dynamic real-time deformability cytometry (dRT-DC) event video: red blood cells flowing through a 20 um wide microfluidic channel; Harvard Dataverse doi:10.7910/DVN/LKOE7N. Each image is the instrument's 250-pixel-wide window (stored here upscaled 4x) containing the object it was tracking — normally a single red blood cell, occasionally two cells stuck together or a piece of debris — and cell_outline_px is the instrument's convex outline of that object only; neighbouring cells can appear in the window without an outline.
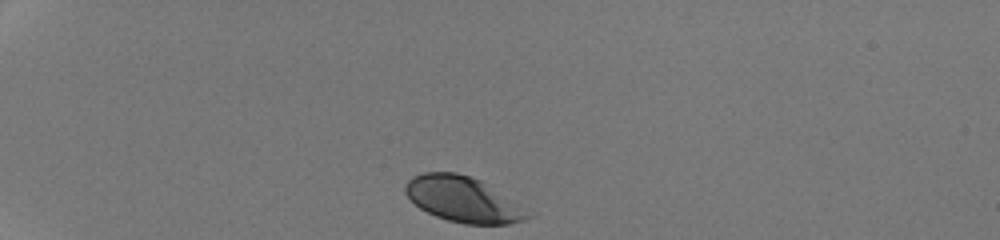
{"species": "human", "species_latin": "Homo sapiens", "temperature_condition": "room temperature", "stored_images_in_passage": 32, "camera_frame_rate_fps": 3000, "um_per_image_px": 0.085, "donor": {"sex": "male"}, "frame": {"image": 1, "passage_image": 1, "time_ms": 0.0, "image_size_px": [1000, 240], "cell_outline_px": [[532, 216], [524, 220], [508, 224], [464, 224], [448, 220], [436, 216], [420, 208], [404, 192], [404, 188], [408, 180], [412, 176], [424, 172], [456, 172], [472, 176], [480, 180]], "centroid_in_image_um": [39.26, 16.94], "position_along_channel_um": 45.7, "area_um2": 31.56}}
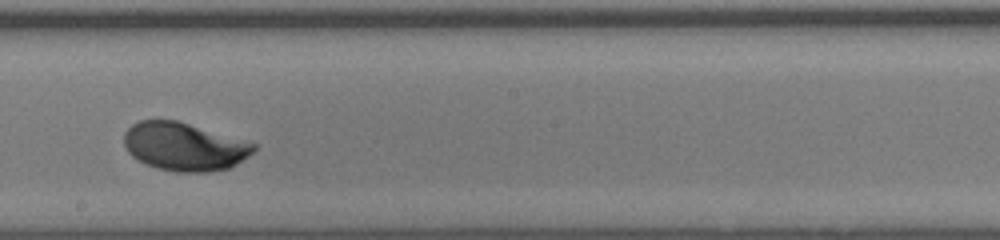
{"frame": {"image": 2, "passage_image": 19, "time_ms": 6.0, "image_size_px": [1000, 240], "cell_outline_px": [[260, 144], [248, 156], [236, 164], [228, 168], [208, 172], [176, 172], [156, 168], [132, 156], [128, 152], [124, 144], [124, 132], [132, 124], [140, 120], [176, 120]], "centroid_in_image_um": [15.68, 12.45], "position_along_channel_um": 232.5, "area_um2": 36.41}}
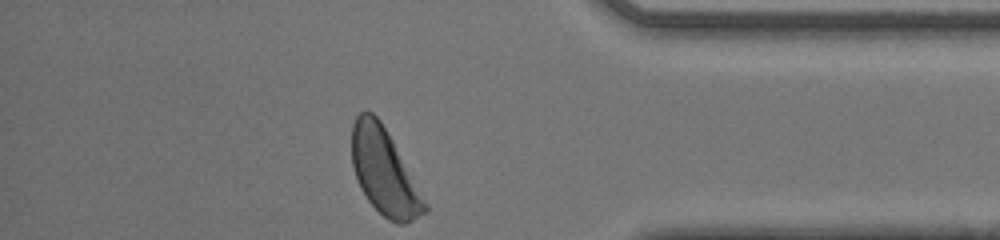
{"frame": {"image": 3, "passage_image": 32, "time_ms": 10.333, "image_size_px": [1000, 240], "cell_outline_px": [[428, 212], [404, 224], [396, 224], [388, 220], [368, 200], [360, 188], [352, 164], [352, 124], [356, 116], [360, 112], [372, 112], [380, 120], [392, 140], [428, 204]], "centroid_in_image_um": [32.67, 14.62], "position_along_channel_um": 402.5, "area_um2": 36.13}, "authors_computed_cell_mechanics": {"area_um2": 36.0383, "velocity_mm_per_s": 4.2325, "shape_relaxation_time_tau1_ms": 1.7868, "shape_relaxation_time_tau2_ms": null, "deformation_change_tau1": 0.1367, "deformation_change_tau2": null}}